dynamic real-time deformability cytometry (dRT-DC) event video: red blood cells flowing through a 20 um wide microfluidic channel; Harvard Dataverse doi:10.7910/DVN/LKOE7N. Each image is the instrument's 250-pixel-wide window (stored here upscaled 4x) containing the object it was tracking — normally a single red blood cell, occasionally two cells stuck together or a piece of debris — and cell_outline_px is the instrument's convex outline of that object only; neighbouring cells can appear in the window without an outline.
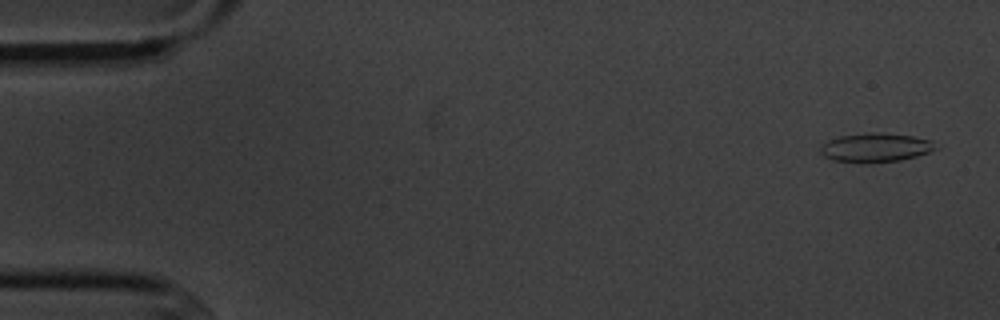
{"species": "common noctule bat (a hibernating species)", "species_latin": "Nyctalus noctula", "temperature_condition": "cold", "stored_images_in_passage": 5, "segment_of_instrument_passage": [1, 2], "camera_frame_rate_fps": 3000, "um_per_image_px": 0.085, "animal": {"sex": "male", "body_mass_g": 20.1, "forearm_length_mm": 53.5}, "frame": {"image": 1, "passage_image": 1, "time_ms": 0.0, "image_size_px": [1000, 320], "cell_outline_px": [[940, 148], [916, 156], [900, 160], [868, 164], [860, 164], [832, 160], [824, 156], [820, 152], [820, 148], [828, 140], [840, 136], [868, 132], [884, 132], [912, 136], [932, 140]], "centroid_in_image_um": [74.43, 12.55], "position_along_channel_um": 10.6, "area_um2": 19.88}}